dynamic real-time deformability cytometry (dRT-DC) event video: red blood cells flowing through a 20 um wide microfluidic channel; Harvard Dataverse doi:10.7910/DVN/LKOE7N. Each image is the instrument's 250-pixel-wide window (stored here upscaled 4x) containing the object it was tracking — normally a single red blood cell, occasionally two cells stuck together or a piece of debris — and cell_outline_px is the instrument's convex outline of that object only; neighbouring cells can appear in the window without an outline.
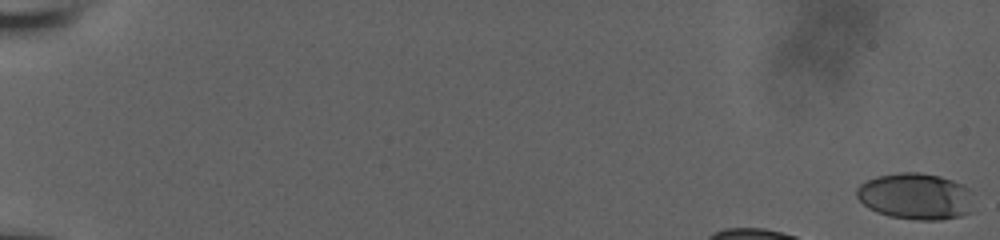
{"species": "human", "species_latin": "Homo sapiens", "temperature_condition": "room temperature", "stored_images_in_passage": 15, "camera_frame_rate_fps": 3000, "um_per_image_px": 0.085, "donor": {"sex": "male"}, "frame": {"image": 1, "passage_image": 1, "time_ms": 0.0, "image_size_px": [1000, 240], "cell_outline_px": [[976, 212], [960, 216], [940, 220], [916, 220], [888, 216], [876, 212], [868, 208], [856, 196], [856, 188], [860, 184], [876, 176], [900, 172], [920, 172], [940, 176], [964, 184], [972, 188]], "centroid_in_image_um": [77.92, 16.69], "position_along_channel_um": 7.1, "area_um2": 32.6}}